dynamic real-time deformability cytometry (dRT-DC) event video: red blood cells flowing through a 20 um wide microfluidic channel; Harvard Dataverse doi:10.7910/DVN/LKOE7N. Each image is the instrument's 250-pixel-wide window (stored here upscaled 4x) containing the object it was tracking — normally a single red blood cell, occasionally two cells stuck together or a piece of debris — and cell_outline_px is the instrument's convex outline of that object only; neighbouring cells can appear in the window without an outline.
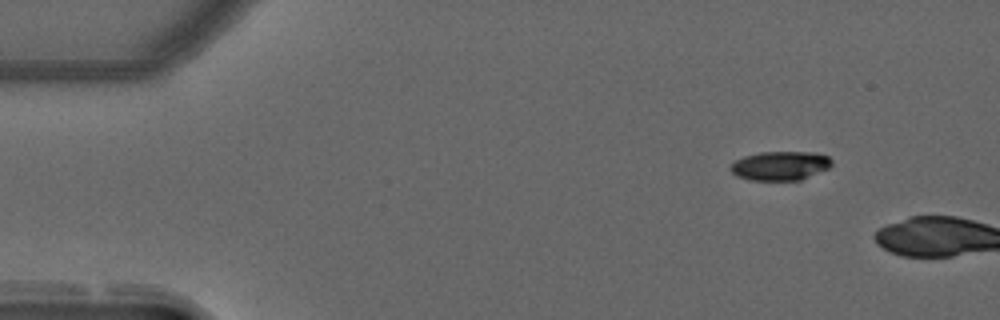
{"species": "common noctule bat (a hibernating species)", "species_latin": "Nyctalus noctula", "temperature_condition": "warm", "stored_images_in_passage": 3, "camera_frame_rate_fps": 3000, "um_per_image_px": 0.085, "animal": {"sex": "male", "forearm_length_mm": 52.5}, "frame": {"image": 1, "passage_image": 1, "time_ms": 0.0, "image_size_px": [1000, 320], "cell_outline_px": [[832, 164], [828, 168], [800, 180], [748, 180], [736, 176], [728, 168], [736, 160], [744, 156], [760, 152], [812, 152], [828, 156], [832, 160]], "centroid_in_image_um": [66.29, 14.09], "position_along_channel_um": 18.7, "area_um2": 17.11}}